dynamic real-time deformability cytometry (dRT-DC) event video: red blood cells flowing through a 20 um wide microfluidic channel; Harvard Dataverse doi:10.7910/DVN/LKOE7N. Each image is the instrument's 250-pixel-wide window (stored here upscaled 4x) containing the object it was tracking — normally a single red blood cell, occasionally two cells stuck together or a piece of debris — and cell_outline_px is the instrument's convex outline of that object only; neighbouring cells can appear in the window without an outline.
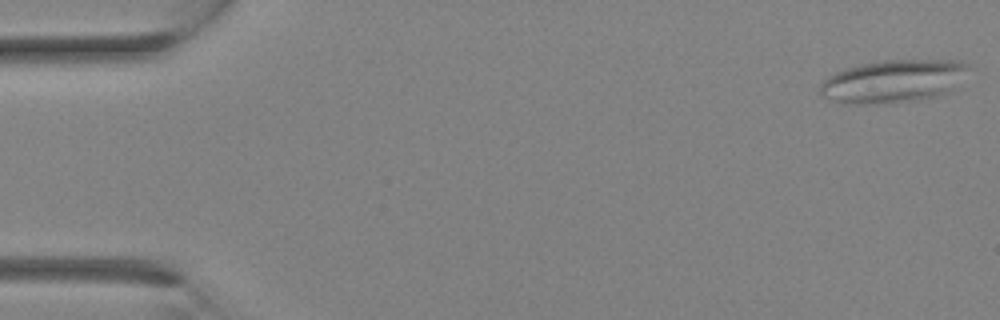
{"species": "Egyptian fruit bat (a non-hibernating species)", "species_latin": "Rousettus aegyptiacus", "temperature_condition": "room temperature", "stored_images_in_passage": 3, "camera_frame_rate_fps": 3000, "um_per_image_px": 0.085, "animal": {"sex": "female"}, "frame": {"image": 1, "passage_image": 1, "time_ms": 0.0, "image_size_px": [1000, 320], "cell_outline_px": [[968, 68], [956, 88], [952, 92], [944, 96], [888, 104], [856, 104], [836, 100], [824, 96], [820, 92], [820, 84], [828, 76], [844, 68], [860, 64], [880, 60], [964, 60], [968, 64]], "centroid_in_image_um": [76.0, 6.9], "position_along_channel_um": 9.0, "area_um2": 37.51}}